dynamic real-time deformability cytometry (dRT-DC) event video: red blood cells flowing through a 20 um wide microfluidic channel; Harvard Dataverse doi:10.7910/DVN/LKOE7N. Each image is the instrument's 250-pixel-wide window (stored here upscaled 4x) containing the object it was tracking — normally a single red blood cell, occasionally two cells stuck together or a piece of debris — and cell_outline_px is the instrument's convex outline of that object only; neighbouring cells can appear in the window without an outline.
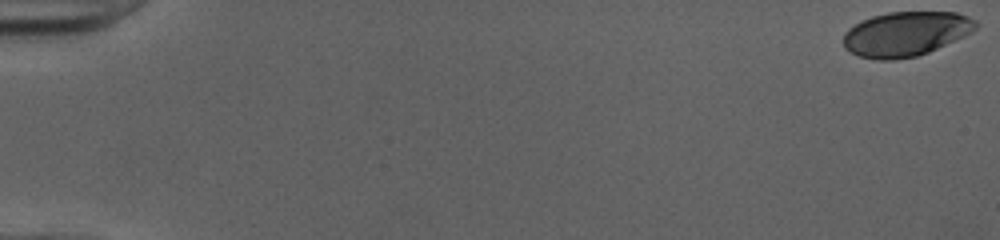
{"species": "human", "species_latin": "Homo sapiens", "temperature_condition": "cold", "stored_images_in_passage": 52, "camera_frame_rate_fps": 3000, "um_per_image_px": 0.085, "donor": {"sex": "female"}, "frame": {"image": 1, "passage_image": 1, "time_ms": 0.0, "image_size_px": [1000, 240], "cell_outline_px": [[976, 28], [972, 32], [964, 36], [928, 52], [916, 56], [892, 60], [876, 60], [860, 56], [844, 48], [844, 32], [848, 28], [872, 16], [888, 12], [956, 12], [968, 16], [976, 20]], "centroid_in_image_um": [76.99, 2.88], "position_along_channel_um": 8.0, "area_um2": 34.22}}
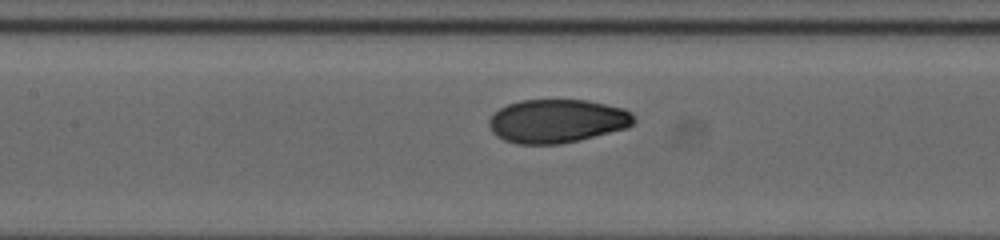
{"frame": {"image": 2, "passage_image": 26, "time_ms": 8.333, "image_size_px": [1000, 240], "cell_outline_px": [[636, 120], [628, 128], [580, 140], [560, 144], [516, 144], [504, 140], [496, 136], [492, 132], [488, 124], [488, 120], [500, 108], [508, 104], [520, 100], [584, 100], [624, 108], [632, 112]], "centroid_in_image_um": [47.36, 10.3], "position_along_channel_um": 160.0, "area_um2": 36.93}}
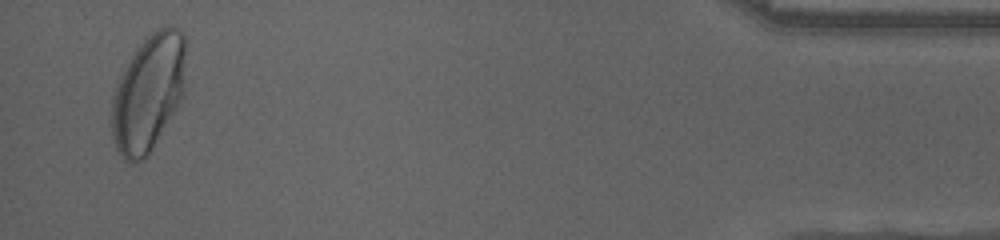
{"frame": {"image": 3, "passage_image": 51, "time_ms": 16.667, "image_size_px": [1000, 240], "cell_outline_px": [[184, 92], [176, 108], [148, 152], [140, 160], [132, 164], [124, 160], [120, 156], [116, 148], [112, 136], [112, 96], [120, 76], [132, 56], [140, 44], [156, 28], [168, 24], [172, 24], [184, 36]], "centroid_in_image_um": [12.59, 7.87], "position_along_channel_um": 422.6, "area_um2": 49.59}, "authors_computed_cell_mechanics": {"area_um2": 36.6163, "velocity_mm_per_s": 4.012, "shape_relaxation_time_tau1_ms": 3.4721, "shape_relaxation_time_tau2_ms": null, "deformation_change_tau1": 0.1544, "deformation_change_tau2": null}}